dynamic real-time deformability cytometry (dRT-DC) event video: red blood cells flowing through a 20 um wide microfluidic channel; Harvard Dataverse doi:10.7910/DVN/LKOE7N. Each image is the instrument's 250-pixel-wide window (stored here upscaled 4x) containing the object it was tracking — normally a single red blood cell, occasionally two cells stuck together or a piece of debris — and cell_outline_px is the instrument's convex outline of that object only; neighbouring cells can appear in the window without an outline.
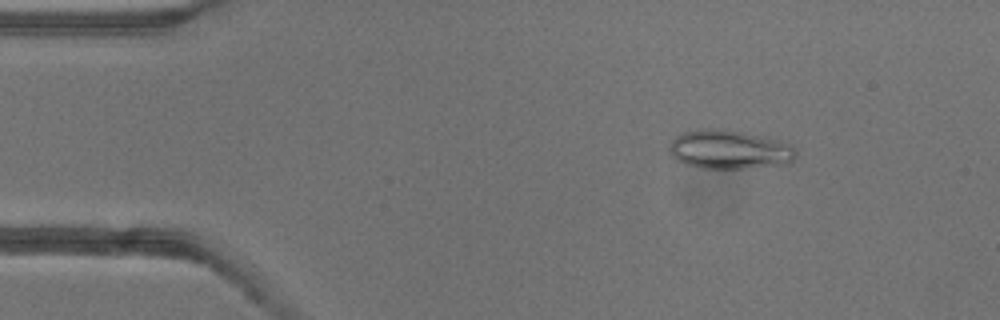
{"species": "common noctule bat (a hibernating species)", "species_latin": "Nyctalus noctula", "temperature_condition": "warm", "stored_images_in_passage": 51, "camera_frame_rate_fps": 3000, "um_per_image_px": 0.085, "animal": {"sex": "female"}, "frame": {"image": 1, "passage_image": 7, "time_ms": 2.0, "image_size_px": [1000, 320], "cell_outline_px": [[796, 156], [788, 164], [744, 168], [700, 168], [684, 164], [676, 160], [668, 152], [668, 148], [672, 140], [676, 136], [684, 132], [700, 128], [724, 128], [764, 136], [780, 140], [792, 144], [796, 148]], "centroid_in_image_um": [62.0, 12.7], "position_along_channel_um": 23.0, "area_um2": 29.25}}
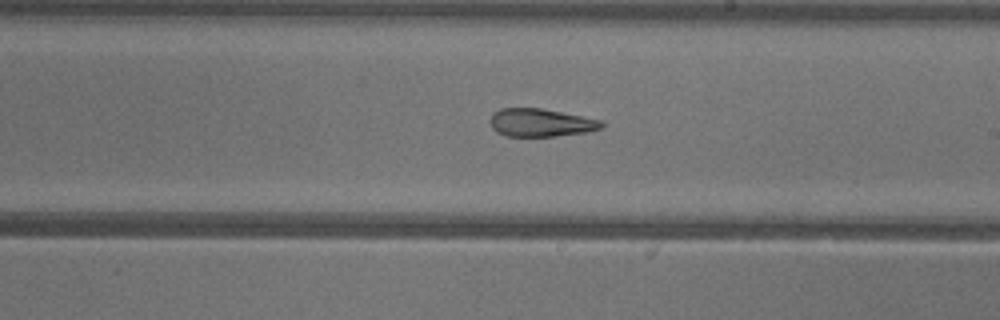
{"frame": {"image": 2, "passage_image": 29, "time_ms": 9.333, "image_size_px": [1000, 320], "cell_outline_px": [[604, 128], [588, 132], [556, 136], [504, 136], [496, 132], [492, 128], [492, 112], [500, 108], [540, 108], [600, 120], [604, 124]], "centroid_in_image_um": [45.96, 10.43], "position_along_channel_um": 243.0, "area_um2": 18.09}}
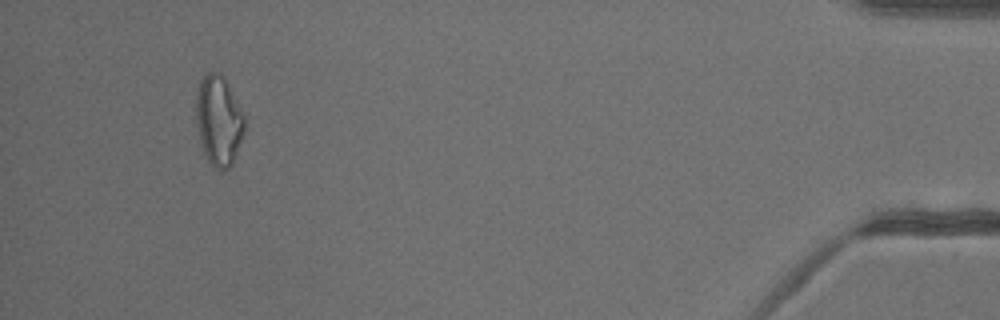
{"frame": {"image": 3, "passage_image": 48, "time_ms": 15.667, "image_size_px": [1000, 320], "cell_outline_px": [[244, 132], [232, 164], [228, 168], [220, 172], [208, 160], [204, 152], [200, 140], [196, 116], [196, 92], [200, 80], [208, 72], [220, 72], [224, 76], [244, 116]], "centroid_in_image_um": [18.58, 10.23], "position_along_channel_um": 416.6, "area_um2": 25.14}, "authors_computed_cell_mechanics": {"area_um2": 22.1952, "velocity_mm_per_s": 3.97, "shape_relaxation_time_tau1_ms": null, "shape_relaxation_time_tau2_ms": 4.0957, "deformation_change_tau1": null, "deformation_change_tau2": 0.1432}}